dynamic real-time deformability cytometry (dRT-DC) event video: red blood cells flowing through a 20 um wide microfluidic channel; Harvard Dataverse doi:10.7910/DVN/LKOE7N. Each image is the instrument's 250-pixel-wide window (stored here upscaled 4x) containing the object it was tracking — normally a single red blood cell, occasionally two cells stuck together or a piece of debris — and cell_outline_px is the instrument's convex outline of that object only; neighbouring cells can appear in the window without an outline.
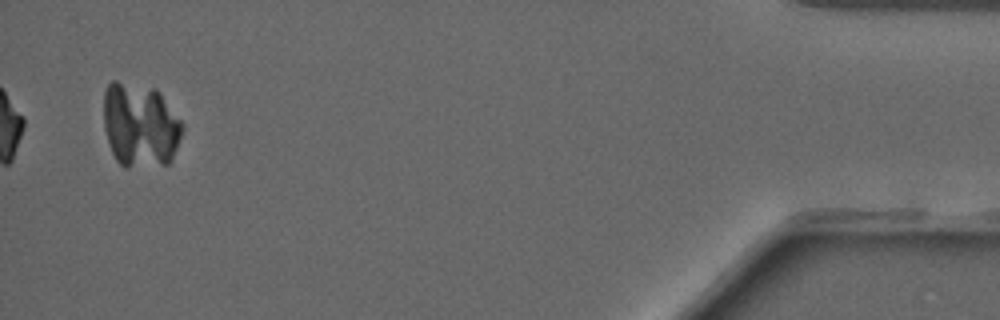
{"species": "common noctule bat (a hibernating species)", "species_latin": "Nyctalus noctula", "temperature_condition": "warm", "stored_images_in_passage": 35, "camera_frame_rate_fps": 3000, "um_per_image_px": 0.085, "animal": {"sex": "male", "forearm_length_mm": 52.5}, "frame": {"image": 1, "passage_image": 35, "time_ms": 11.333, "image_size_px": [1000, 320], "cell_outline_px": [[184, 128], [172, 160], [168, 164], [128, 168], [124, 168], [116, 160], [112, 152], [104, 128], [104, 92], [108, 84], [112, 80], [116, 80], [156, 88], [160, 92], [184, 124]], "centroid_in_image_um": [11.92, 10.64], "position_along_channel_um": 423.3, "area_um2": 39.25}}